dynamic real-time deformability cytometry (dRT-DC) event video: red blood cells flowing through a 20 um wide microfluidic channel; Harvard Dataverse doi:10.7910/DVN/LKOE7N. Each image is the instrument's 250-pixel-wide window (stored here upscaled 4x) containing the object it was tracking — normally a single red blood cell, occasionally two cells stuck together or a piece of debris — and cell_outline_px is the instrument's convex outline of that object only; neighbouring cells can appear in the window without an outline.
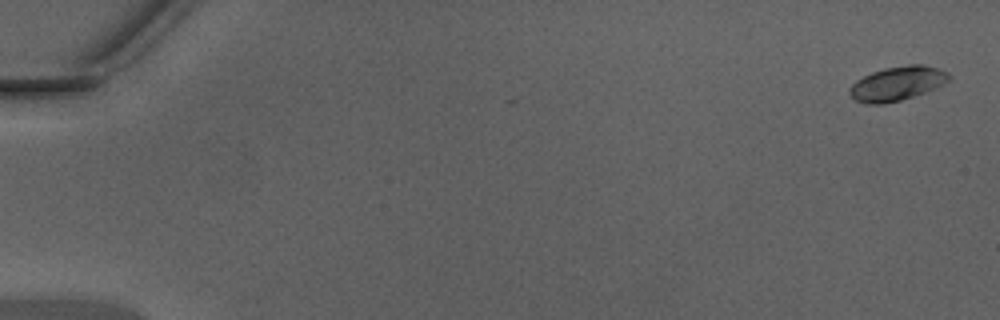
{"species": "Egyptian fruit bat (a non-hibernating species)", "species_latin": "Rousettus aegyptiacus", "temperature_condition": "warm", "stored_images_in_passage": 48, "camera_frame_rate_fps": 3000, "um_per_image_px": 0.085, "animal": {"sex": "male"}, "frame": {"image": 1, "passage_image": 1, "time_ms": 0.0, "image_size_px": [1000, 320], "cell_outline_px": [[952, 76], [944, 84], [936, 88], [900, 100], [884, 104], [868, 104], [856, 100], [848, 92], [848, 88], [856, 80], [872, 72], [884, 68], [908, 64], [924, 64], [948, 72]], "centroid_in_image_um": [76.26, 7.09], "position_along_channel_um": 8.7, "area_um2": 19.77}}
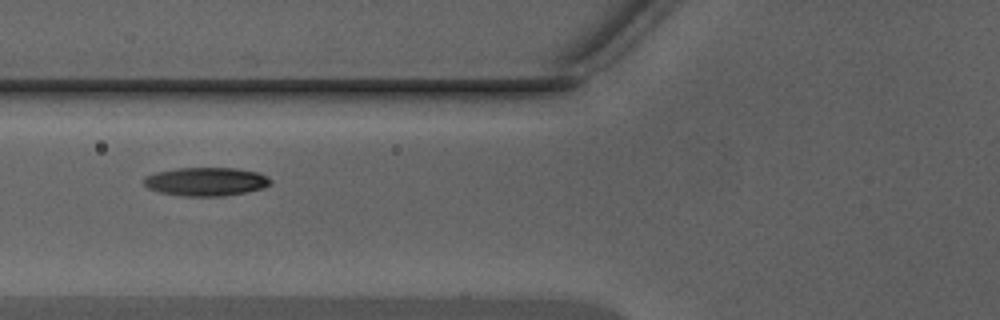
{"frame": {"image": 2, "passage_image": 20, "time_ms": 6.333, "image_size_px": [1000, 320], "cell_outline_px": [[272, 184], [264, 188], [248, 192], [224, 196], [180, 196], [160, 192], [148, 188], [144, 184], [144, 176], [156, 172], [176, 168], [236, 168], [256, 172], [268, 176], [272, 180]], "centroid_in_image_um": [17.54, 15.44], "position_along_channel_um": 108.3, "area_um2": 21.27}}
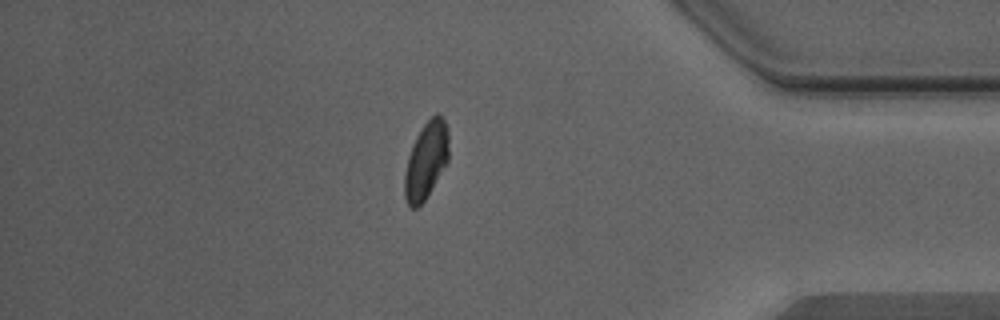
{"frame": {"image": 3, "passage_image": 42, "time_ms": 13.667, "image_size_px": [1000, 320], "cell_outline_px": [[448, 160], [424, 200], [416, 208], [412, 208], [408, 204], [404, 196], [404, 176], [408, 156], [412, 144], [420, 128], [436, 112], [444, 120], [448, 128]], "centroid_in_image_um": [36.2, 13.6], "position_along_channel_um": 399.0, "area_um2": 19.59}, "authors_computed_cell_mechanics": {"area_um2": 19.6231, "velocity_mm_per_s": 4.3421, "shape_relaxation_time_tau1_ms": 2.562, "shape_relaxation_time_tau2_ms": 2.623, "deformation_change_tau1": 0.1536, "deformation_change_tau2": 0.0465}}